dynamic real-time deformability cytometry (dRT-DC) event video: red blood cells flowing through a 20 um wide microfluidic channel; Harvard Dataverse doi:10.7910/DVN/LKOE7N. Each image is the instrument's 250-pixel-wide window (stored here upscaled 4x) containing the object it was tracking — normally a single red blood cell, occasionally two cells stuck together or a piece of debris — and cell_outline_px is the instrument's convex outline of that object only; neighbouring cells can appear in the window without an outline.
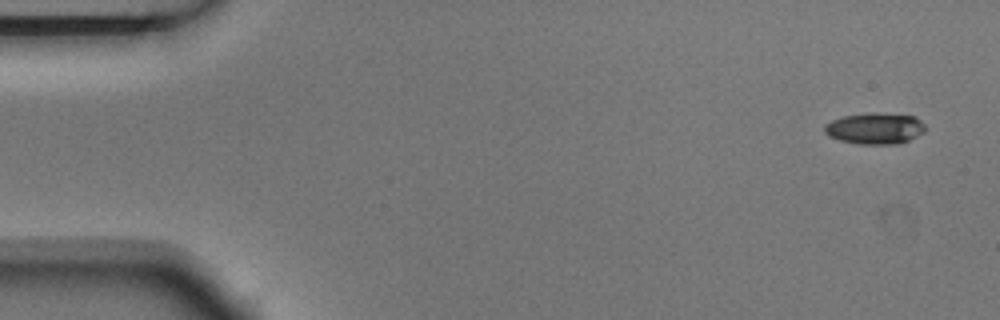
{"species": "Egyptian fruit bat (a non-hibernating species)", "species_latin": "Rousettus aegyptiacus", "temperature_condition": "room temperature", "stored_images_in_passage": 4, "camera_frame_rate_fps": 3000, "um_per_image_px": 0.085, "animal": {"sex": "male"}, "frame": {"image": 1, "passage_image": 1, "time_ms": 0.0, "image_size_px": [1000, 320], "cell_outline_px": [[924, 132], [900, 144], [860, 144], [840, 140], [828, 136], [824, 132], [824, 124], [832, 120], [844, 116], [872, 112], [880, 112], [916, 116], [924, 124]], "centroid_in_image_um": [74.36, 10.9], "position_along_channel_um": 10.6, "area_um2": 18.5}}
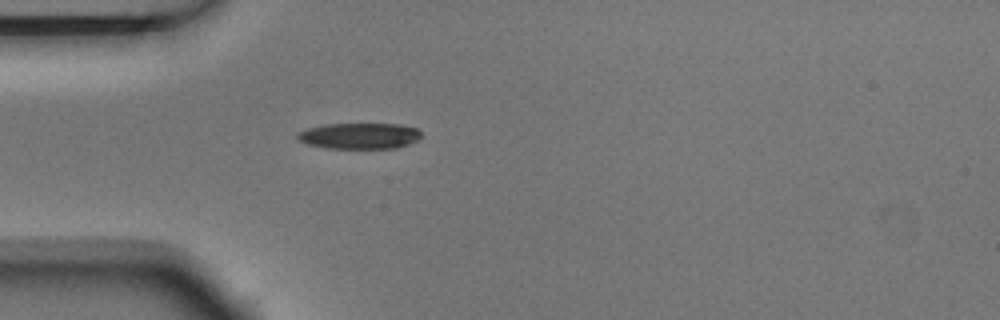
{"frame": {"image": 2, "passage_image": 4, "time_ms": 1.0, "image_size_px": [1000, 320], "cell_outline_px": [[420, 136], [416, 140], [408, 144], [396, 148], [328, 148], [308, 144], [300, 140], [296, 136], [296, 132], [308, 128], [324, 124], [400, 124], [416, 128], [420, 132]], "centroid_in_image_um": [30.53, 11.54], "position_along_channel_um": 54.5, "area_um2": 18.61}}